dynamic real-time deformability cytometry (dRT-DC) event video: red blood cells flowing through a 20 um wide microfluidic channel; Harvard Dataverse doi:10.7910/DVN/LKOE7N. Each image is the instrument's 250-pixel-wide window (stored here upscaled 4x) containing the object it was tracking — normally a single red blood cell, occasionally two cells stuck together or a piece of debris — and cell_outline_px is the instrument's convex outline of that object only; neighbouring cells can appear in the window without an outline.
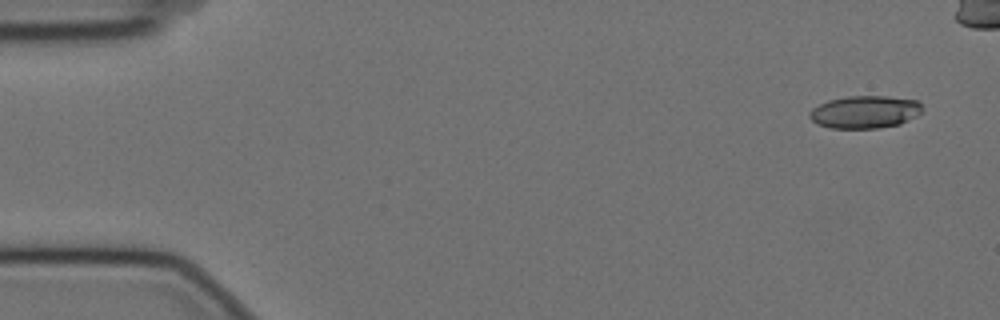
{"species": "Egyptian fruit bat (a non-hibernating species)", "species_latin": "Rousettus aegyptiacus", "temperature_condition": "cold", "stored_images_in_passage": 48, "camera_frame_rate_fps": 3000, "um_per_image_px": 0.085, "animal": {"sex": "female"}, "frame": {"image": 1, "passage_image": 1, "time_ms": 0.0, "image_size_px": [1000, 320], "cell_outline_px": [[924, 108], [916, 116], [900, 124], [876, 128], [832, 128], [816, 124], [808, 116], [808, 112], [812, 108], [828, 100], [848, 96], [888, 96], [916, 100]], "centroid_in_image_um": [73.49, 9.51], "position_along_channel_um": 11.5, "area_um2": 21.44}}
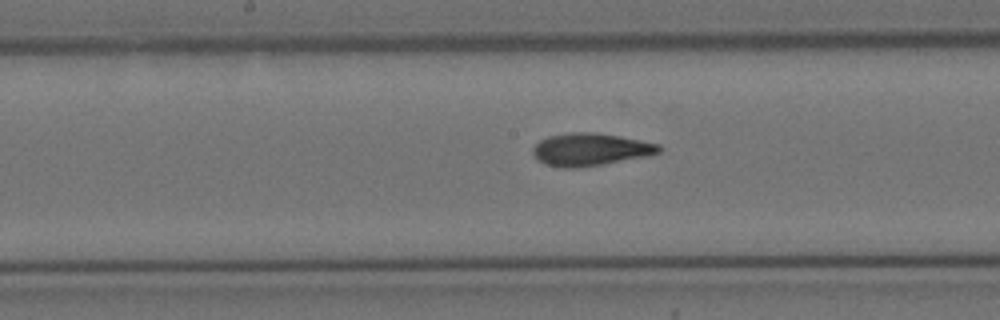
{"frame": {"image": 2, "passage_image": 27, "time_ms": 8.667, "image_size_px": [1000, 320], "cell_outline_px": [[660, 152], [644, 156], [600, 164], [572, 168], [564, 168], [544, 164], [532, 152], [532, 148], [540, 140], [548, 136], [572, 132], [596, 132], [620, 136], [660, 144]], "centroid_in_image_um": [50.15, 12.68], "position_along_channel_um": 198.0, "area_um2": 23.52}}
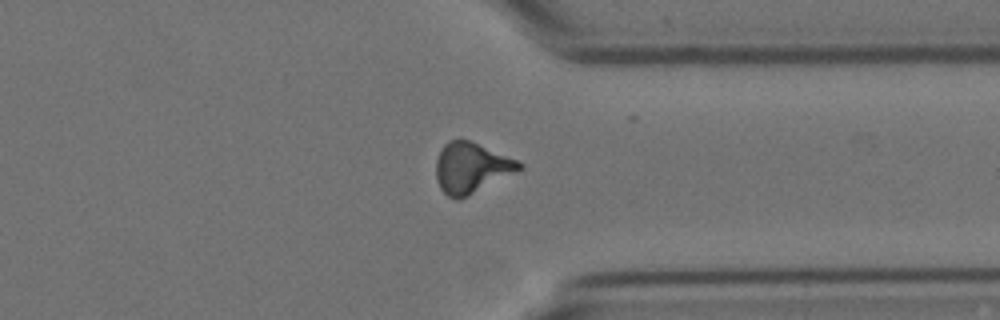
{"frame": {"image": 3, "passage_image": 42, "time_ms": 13.667, "image_size_px": [1000, 320], "cell_outline_px": [[524, 168], [460, 200], [456, 200], [448, 196], [440, 188], [436, 180], [436, 160], [444, 144], [448, 140], [460, 136], [520, 160], [524, 164]], "centroid_in_image_um": [40.07, 14.23], "position_along_channel_um": 371.3, "area_um2": 25.03}}